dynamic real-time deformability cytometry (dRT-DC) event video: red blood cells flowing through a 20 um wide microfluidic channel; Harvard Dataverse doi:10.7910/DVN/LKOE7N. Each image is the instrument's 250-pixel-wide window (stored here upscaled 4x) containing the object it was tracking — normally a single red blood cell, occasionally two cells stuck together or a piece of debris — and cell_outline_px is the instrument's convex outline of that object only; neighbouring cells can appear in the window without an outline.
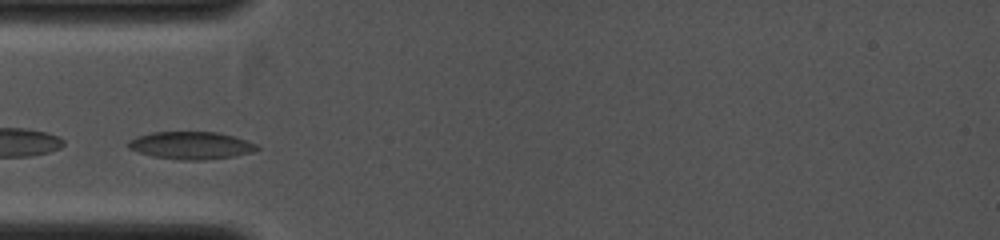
{"species": "common noctule bat (a hibernating species)", "species_latin": "Nyctalus noctula", "temperature_condition": "cold", "stored_images_in_passage": 14, "camera_frame_rate_fps": 4000, "um_per_image_px": 0.085, "animal": {"sex": "female", "body_mass_g": 19.0, "forearm_length_mm": 53.3}, "frame": {"image": 1, "passage_image": 3, "time_ms": 0.25, "image_size_px": [1000, 240], "cell_outline_px": [[260, 148], [252, 152], [232, 156], [204, 160], [180, 160], [152, 156], [128, 148], [128, 140], [136, 136], [152, 132], [220, 132], [256, 144]], "centroid_in_image_um": [16.2, 12.36], "position_along_channel_um": 68.8, "area_um2": 20.52}}
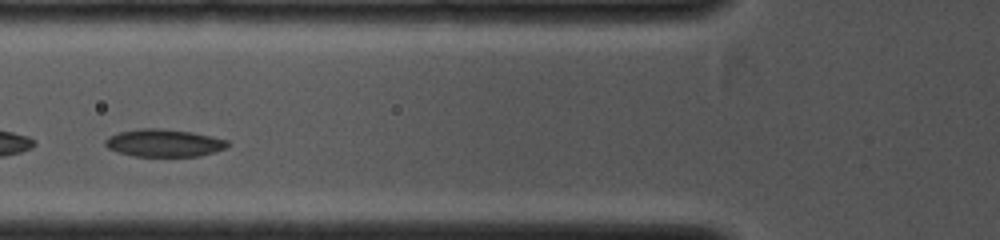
{"frame": {"image": 2, "passage_image": 7, "time_ms": 1.0, "image_size_px": [1000, 240], "cell_outline_px": [[228, 144], [224, 148], [200, 156], [132, 156], [108, 148], [104, 144], [104, 140], [108, 136], [116, 132], [140, 128], [160, 128], [192, 132], [228, 140]], "centroid_in_image_um": [13.88, 12.14], "position_along_channel_um": 111.9, "area_um2": 19.59}}